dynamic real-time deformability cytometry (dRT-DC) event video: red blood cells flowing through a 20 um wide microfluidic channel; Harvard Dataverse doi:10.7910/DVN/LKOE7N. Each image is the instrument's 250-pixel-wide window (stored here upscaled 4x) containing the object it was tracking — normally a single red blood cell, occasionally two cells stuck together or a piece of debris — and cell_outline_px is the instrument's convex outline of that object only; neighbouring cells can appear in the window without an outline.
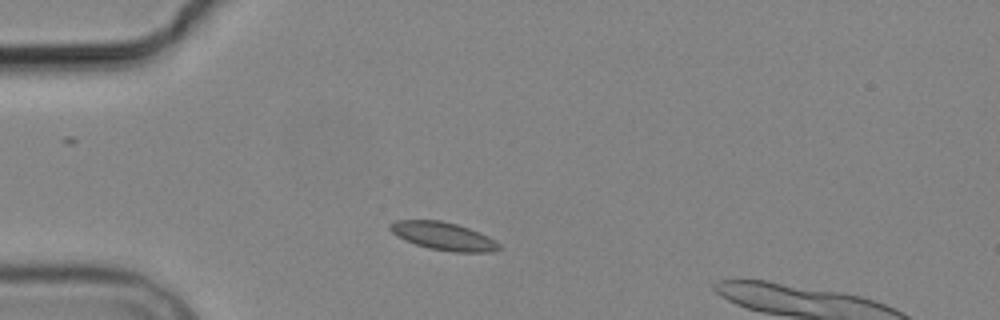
{"species": "common noctule bat (a hibernating species)", "species_latin": "Nyctalus noctula", "temperature_condition": "cold", "stored_images_in_passage": 5, "camera_frame_rate_fps": 3000, "um_per_image_px": 0.085, "animal": {"sex": "male", "body_mass_g": 19.2, "forearm_length_mm": 51.8}, "frame": {"image": 1, "passage_image": 1, "time_ms": 0.0, "image_size_px": [1000, 320], "cell_outline_px": [[504, 248], [492, 252], [452, 252], [428, 248], [404, 240], [396, 236], [388, 228], [388, 224], [396, 220], [440, 220], [456, 224], [468, 228], [488, 236], [496, 240]], "centroid_in_image_um": [37.69, 20.08], "position_along_channel_um": 47.3, "area_um2": 17.92}}
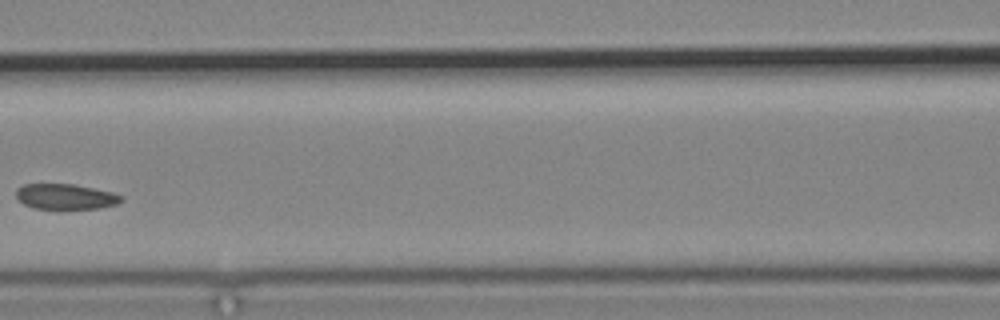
{"frame": {"image": 2, "passage_image": 4, "time_ms": 3.667, "image_size_px": [1000, 320], "cell_outline_px": [[124, 200], [116, 204], [100, 208], [56, 212], [36, 208], [24, 204], [16, 196], [16, 188], [24, 184], [76, 184], [112, 192], [124, 196]], "centroid_in_image_um": [5.59, 16.75], "position_along_channel_um": 161.0, "area_um2": 16.42}}
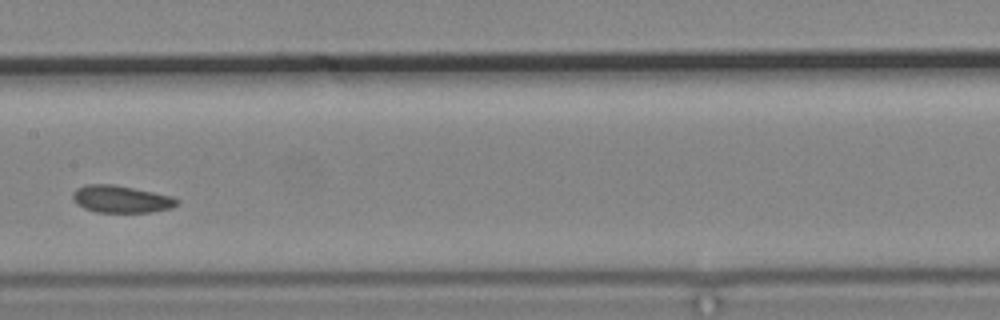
{"frame": {"image": 3, "passage_image": 5, "time_ms": 4.667, "image_size_px": [1000, 320], "cell_outline_px": [[180, 200], [172, 208], [152, 212], [96, 212], [84, 208], [72, 196], [72, 192], [76, 188], [84, 184], [112, 184], [172, 196]], "centroid_in_image_um": [10.3, 16.92], "position_along_channel_um": 197.1, "area_um2": 16.36}}